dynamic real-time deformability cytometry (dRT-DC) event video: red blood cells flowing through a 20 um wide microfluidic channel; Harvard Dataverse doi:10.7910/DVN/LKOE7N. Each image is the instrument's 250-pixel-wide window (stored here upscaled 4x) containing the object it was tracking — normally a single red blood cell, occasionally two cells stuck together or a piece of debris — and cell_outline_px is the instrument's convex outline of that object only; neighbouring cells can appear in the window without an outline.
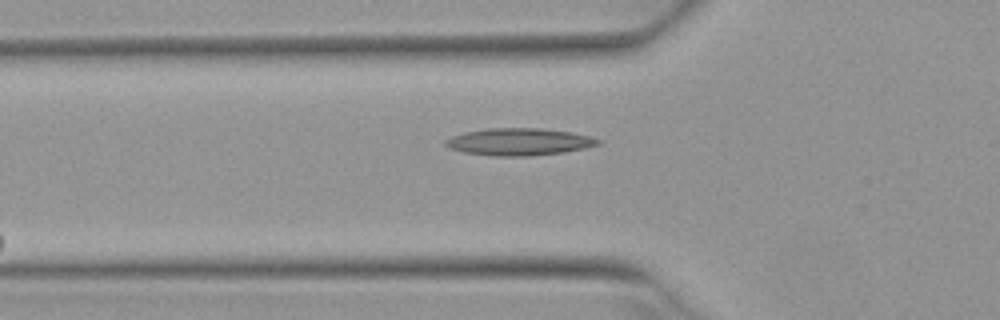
{"species": "Egyptian fruit bat (a non-hibernating species)", "species_latin": "Rousettus aegyptiacus", "temperature_condition": "warm", "stored_images_in_passage": 5, "camera_frame_rate_fps": 3000, "um_per_image_px": 0.085, "animal": {"sex": "female"}, "frame": {"image": 1, "passage_image": 5, "time_ms": 1.333, "image_size_px": [1000, 320], "cell_outline_px": [[604, 140], [600, 144], [584, 148], [564, 152], [528, 156], [492, 156], [464, 152], [452, 148], [444, 144], [444, 140], [452, 136], [464, 132], [488, 128], [540, 128], [572, 132]], "centroid_in_image_um": [44.14, 12.05], "position_along_channel_um": 81.7, "area_um2": 24.16}}